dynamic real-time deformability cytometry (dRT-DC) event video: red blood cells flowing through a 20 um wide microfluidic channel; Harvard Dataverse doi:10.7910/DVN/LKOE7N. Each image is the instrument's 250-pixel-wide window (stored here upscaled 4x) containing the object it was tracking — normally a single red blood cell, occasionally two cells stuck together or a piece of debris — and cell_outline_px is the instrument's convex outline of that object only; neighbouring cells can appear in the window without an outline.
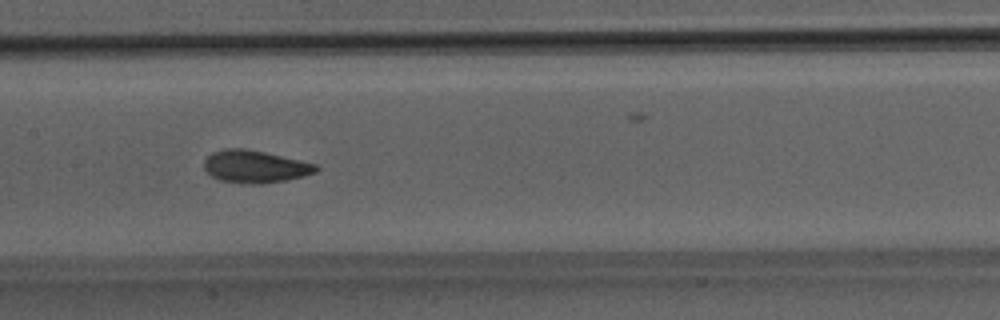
{"species": "Egyptian fruit bat (a non-hibernating species)", "species_latin": "Rousettus aegyptiacus", "temperature_condition": "room temperature", "stored_images_in_passage": 51, "camera_frame_rate_fps": 3000, "um_per_image_px": 0.085, "animal": {"sex": "male"}, "frame": {"image": 1, "passage_image": 25, "time_ms": 8.0, "image_size_px": [1000, 320], "cell_outline_px": [[320, 168], [316, 172], [304, 176], [284, 180], [260, 184], [252, 184], [220, 180], [212, 176], [204, 168], [204, 160], [212, 152], [224, 148], [244, 148], [264, 152], [316, 164]], "centroid_in_image_um": [21.67, 14.15], "position_along_channel_um": 185.7, "area_um2": 20.98}}
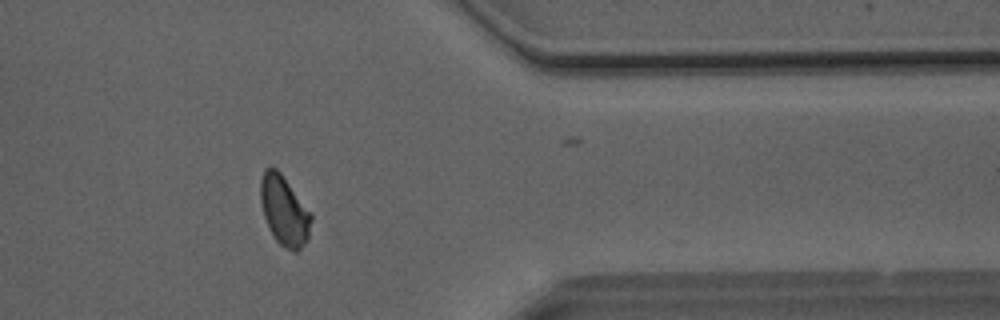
{"frame": {"image": 2, "passage_image": 41, "time_ms": 13.333, "image_size_px": [1000, 320], "cell_outline_px": [[312, 220], [308, 240], [296, 252], [292, 252], [284, 248], [276, 240], [264, 216], [260, 200], [260, 180], [264, 168], [276, 168], [280, 172], [312, 216]], "centroid_in_image_um": [24.15, 17.93], "position_along_channel_um": 387.3, "area_um2": 20.23}}
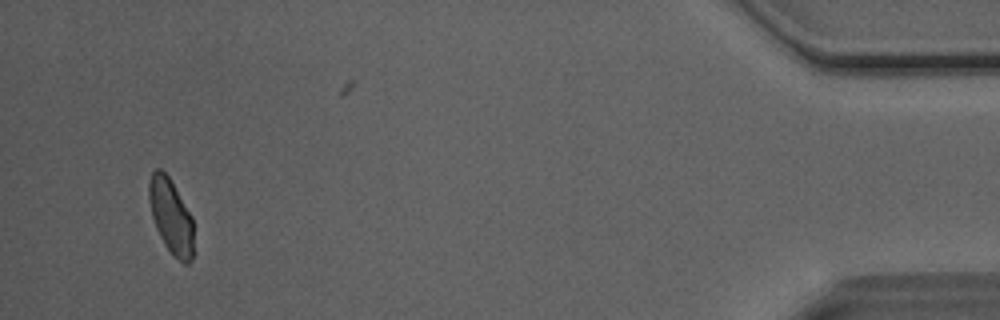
{"frame": {"image": 3, "passage_image": 48, "time_ms": 15.667, "image_size_px": [1000, 320], "cell_outline_px": [[196, 252], [192, 260], [188, 264], [184, 264], [172, 256], [164, 244], [156, 228], [152, 216], [148, 196], [148, 184], [152, 172], [156, 168], [160, 168], [168, 176], [192, 216]], "centroid_in_image_um": [14.57, 18.47], "position_along_channel_um": 420.6, "area_um2": 20.0}, "authors_computed_cell_mechanics": {"area_um2": 20.6346, "velocity_mm_per_s": 4.0739, "shape_relaxation_time_tau1_ms": 5.1888, "shape_relaxation_time_tau2_ms": 1.0672, "deformation_change_tau1": 0.1423, "deformation_change_tau2": 0.0652}}